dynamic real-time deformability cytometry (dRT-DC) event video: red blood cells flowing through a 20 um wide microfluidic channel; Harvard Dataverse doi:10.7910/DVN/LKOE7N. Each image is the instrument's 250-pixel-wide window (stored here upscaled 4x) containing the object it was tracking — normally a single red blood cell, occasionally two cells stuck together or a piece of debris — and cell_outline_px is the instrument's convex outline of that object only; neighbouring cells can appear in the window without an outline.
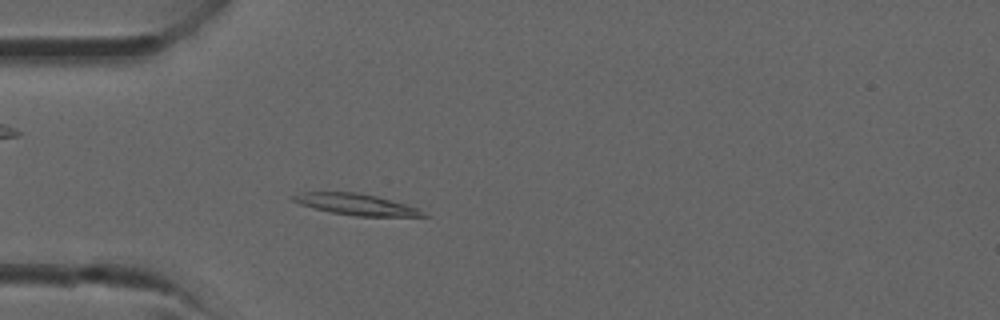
{"species": "common noctule bat (a hibernating species)", "species_latin": "Nyctalus noctula", "temperature_condition": "room temperature", "stored_images_in_passage": 30, "camera_frame_rate_fps": 3000, "um_per_image_px": 0.085, "animal": {"sex": "male", "forearm_length_mm": 52.5}, "frame": {"image": 1, "passage_image": 4, "time_ms": 1.0, "image_size_px": [1000, 320], "cell_outline_px": [[428, 216], [356, 216], [332, 212], [300, 204], [292, 200], [288, 196], [300, 192], [356, 192], [376, 196], [408, 204], [420, 208]], "centroid_in_image_um": [30.27, 17.36], "position_along_channel_um": 54.7, "area_um2": 16.07}}
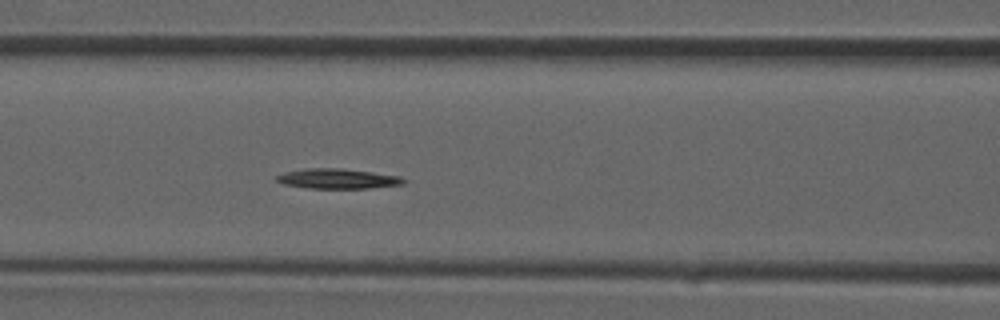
{"frame": {"image": 2, "passage_image": 9, "time_ms": 2.667, "image_size_px": [1000, 320], "cell_outline_px": [[404, 184], [368, 188], [308, 188], [284, 184], [276, 180], [276, 176], [284, 172], [308, 168], [344, 168], [400, 176], [404, 180]], "centroid_in_image_um": [28.69, 15.18], "position_along_channel_um": 137.9, "area_um2": 14.68}}
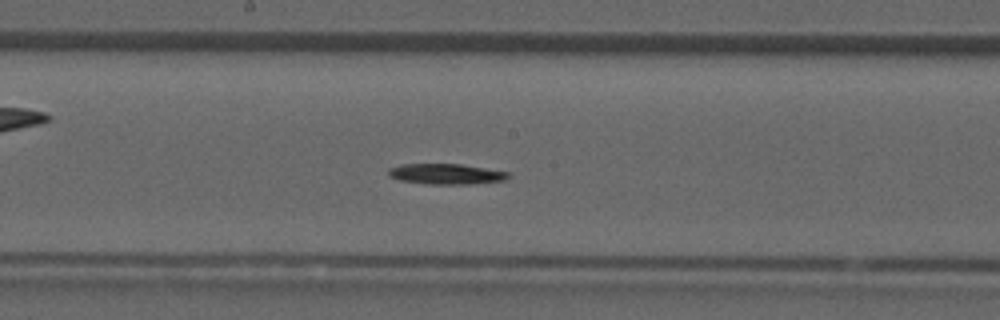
{"frame": {"image": 3, "passage_image": 13, "time_ms": 4.0, "image_size_px": [1000, 320], "cell_outline_px": [[508, 176], [504, 180], [468, 184], [428, 184], [400, 180], [388, 176], [388, 168], [400, 164], [460, 164], [508, 172]], "centroid_in_image_um": [37.84, 14.78], "position_along_channel_um": 210.4, "area_um2": 14.16}}